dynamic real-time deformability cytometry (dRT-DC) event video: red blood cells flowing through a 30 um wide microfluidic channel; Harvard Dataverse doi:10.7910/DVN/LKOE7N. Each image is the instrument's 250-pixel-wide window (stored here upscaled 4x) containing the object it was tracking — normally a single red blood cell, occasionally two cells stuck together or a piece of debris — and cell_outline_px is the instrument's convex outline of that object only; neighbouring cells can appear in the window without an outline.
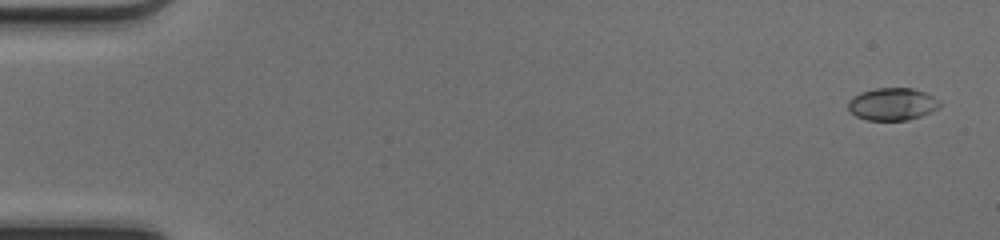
{"species": "common noctule bat (a hibernating species)", "species_latin": "Nyctalus noctula", "temperature_condition": "cold", "stored_images_in_passage": 50, "camera_frame_rate_fps": 3000, "um_per_image_px": 0.085, "animal": {"sex": "female", "body_mass_g": 17.0, "forearm_length_mm": 48.0}, "frame": {"image": 1, "passage_image": 2, "time_ms": 0.333, "image_size_px": [1000, 240], "cell_outline_px": [[940, 108], [932, 112], [908, 120], [868, 120], [856, 116], [848, 108], [848, 100], [852, 96], [860, 92], [876, 88], [912, 88], [924, 92], [940, 100]], "centroid_in_image_um": [75.85, 8.84], "position_along_channel_um": 9.1, "area_um2": 17.4}}
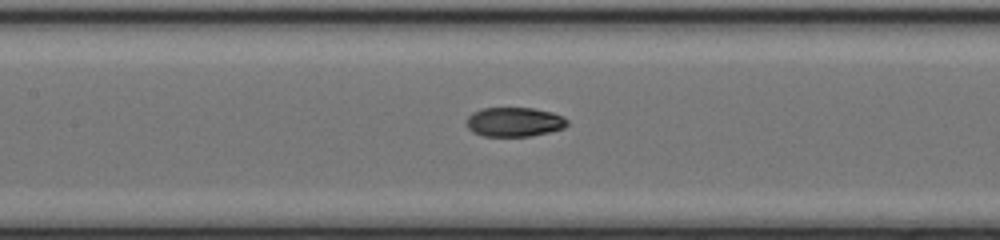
{"frame": {"image": 2, "passage_image": 24, "time_ms": 7.667, "image_size_px": [1000, 240], "cell_outline_px": [[568, 124], [564, 128], [548, 132], [528, 136], [484, 136], [472, 132], [468, 128], [468, 116], [472, 112], [484, 108], [532, 108], [552, 112], [564, 116], [568, 120]], "centroid_in_image_um": [43.74, 10.36], "position_along_channel_um": 163.7, "area_um2": 17.17}}
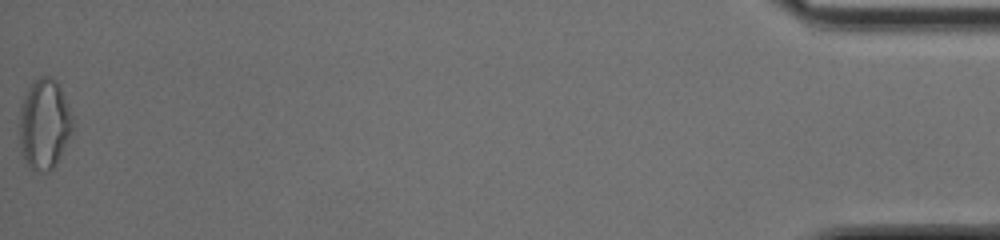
{"frame": {"image": 3, "passage_image": 50, "time_ms": 16.333, "image_size_px": [1000, 240], "cell_outline_px": [[72, 128], [60, 156], [56, 164], [48, 172], [32, 172], [28, 168], [20, 152], [20, 104], [32, 80], [40, 76], [48, 76], [56, 80], [68, 104], [72, 116]], "centroid_in_image_um": [3.73, 10.57], "position_along_channel_um": 431.5, "area_um2": 28.15}, "authors_computed_cell_mechanics": {"area_um2": 17.5712, "velocity_mm_per_s": 4.2353, "shape_relaxation_time_tau1_ms": null, "shape_relaxation_time_tau2_ms": 1.5331, "deformation_change_tau1": null, "deformation_change_tau2": 0.0555}}